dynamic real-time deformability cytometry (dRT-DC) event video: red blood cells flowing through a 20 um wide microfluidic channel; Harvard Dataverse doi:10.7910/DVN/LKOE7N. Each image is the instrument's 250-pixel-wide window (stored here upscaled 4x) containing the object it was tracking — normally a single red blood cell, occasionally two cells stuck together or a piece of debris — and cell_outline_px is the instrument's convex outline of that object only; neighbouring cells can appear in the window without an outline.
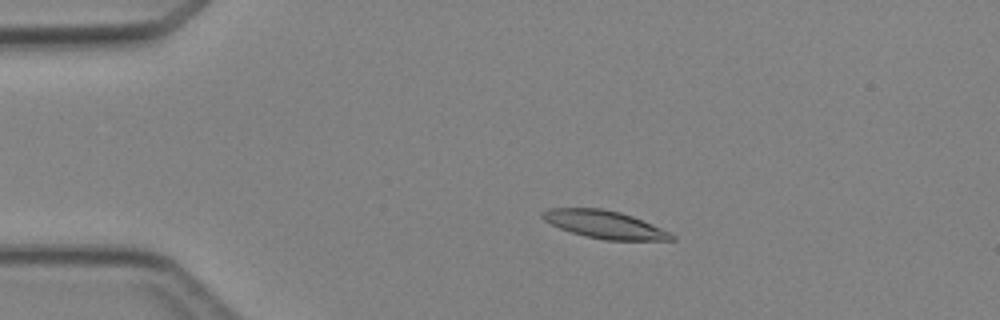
{"species": "Egyptian fruit bat (a non-hibernating species)", "species_latin": "Rousettus aegyptiacus", "temperature_condition": "cold", "stored_images_in_passage": 5, "camera_frame_rate_fps": 3000, "um_per_image_px": 0.085, "animal": {"sex": "female"}, "frame": {"image": 1, "passage_image": 3, "time_ms": 2.333, "image_size_px": [1000, 320], "cell_outline_px": [[676, 240], [604, 240], [584, 236], [560, 228], [544, 220], [540, 216], [540, 212], [548, 208], [600, 208], [620, 212], [632, 216], [672, 232], [676, 236]], "centroid_in_image_um": [51.41, 19.08], "position_along_channel_um": 33.6, "area_um2": 20.98}}